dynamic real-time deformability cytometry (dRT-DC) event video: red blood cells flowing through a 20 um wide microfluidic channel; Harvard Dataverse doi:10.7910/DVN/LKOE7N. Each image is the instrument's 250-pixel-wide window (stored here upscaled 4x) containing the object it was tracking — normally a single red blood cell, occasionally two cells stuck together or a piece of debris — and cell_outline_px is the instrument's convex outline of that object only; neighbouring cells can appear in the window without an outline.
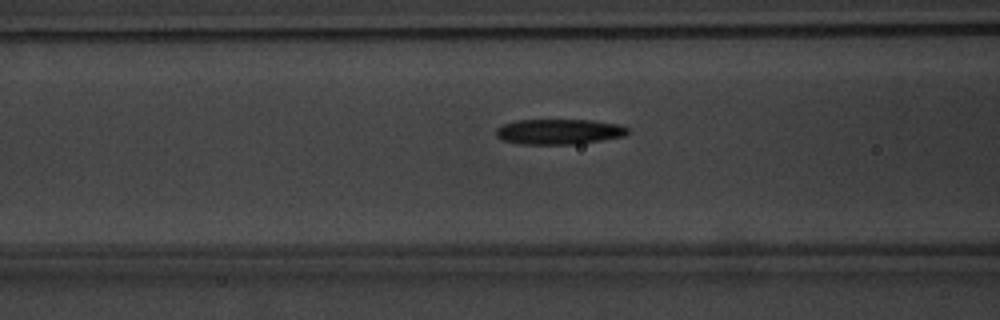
{"species": "common noctule bat (a hibernating species)", "species_latin": "Nyctalus noctula", "temperature_condition": "warm", "stored_images_in_passage": 54, "camera_frame_rate_fps": 3000, "um_per_image_px": 0.085, "animal": {"sex": "male", "body_mass_g": 20.1, "forearm_length_mm": 53.5}, "frame": {"image": 1, "passage_image": 23, "time_ms": 7.333, "image_size_px": [1000, 320], "cell_outline_px": [[628, 132], [624, 136], [576, 144], [520, 144], [504, 140], [496, 136], [496, 128], [504, 124], [520, 120], [592, 120], [620, 124], [628, 128]], "centroid_in_image_um": [47.52, 11.19], "position_along_channel_um": 119.1, "area_um2": 19.31}}
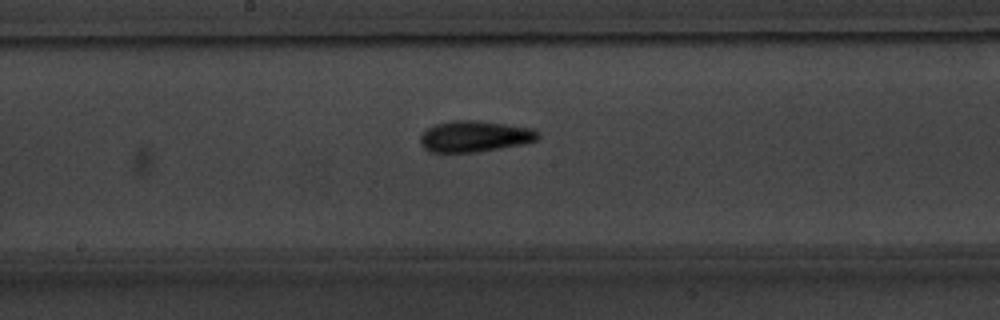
{"frame": {"image": 2, "passage_image": 30, "time_ms": 9.667, "image_size_px": [1000, 320], "cell_outline_px": [[540, 136], [536, 140], [520, 144], [500, 148], [476, 152], [428, 152], [420, 144], [420, 136], [432, 124], [452, 120], [476, 120], [508, 124], [532, 128], [540, 132]], "centroid_in_image_um": [40.32, 11.58], "position_along_channel_um": 207.9, "area_um2": 21.5}}
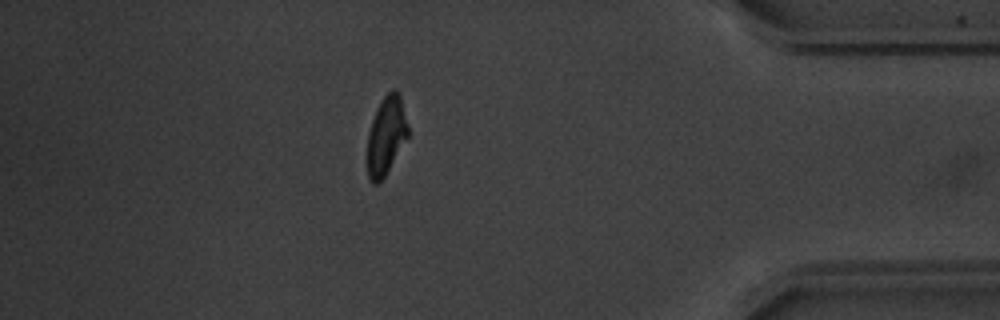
{"frame": {"image": 3, "passage_image": 48, "time_ms": 15.667, "image_size_px": [1000, 320], "cell_outline_px": [[408, 136], [384, 176], [376, 184], [372, 184], [368, 176], [364, 156], [368, 132], [376, 108], [380, 100], [392, 88], [396, 88], [400, 92], [408, 124]], "centroid_in_image_um": [32.78, 11.5], "position_along_channel_um": 402.4, "area_um2": 19.13}, "authors_computed_cell_mechanics": {"area_um2": 19.4497, "velocity_mm_per_s": 3.8007, "shape_relaxation_time_tau1_ms": 3.4532, "shape_relaxation_time_tau2_ms": 2.8549, "deformation_change_tau1": 0.1677, "deformation_change_tau2": 0.1138}}